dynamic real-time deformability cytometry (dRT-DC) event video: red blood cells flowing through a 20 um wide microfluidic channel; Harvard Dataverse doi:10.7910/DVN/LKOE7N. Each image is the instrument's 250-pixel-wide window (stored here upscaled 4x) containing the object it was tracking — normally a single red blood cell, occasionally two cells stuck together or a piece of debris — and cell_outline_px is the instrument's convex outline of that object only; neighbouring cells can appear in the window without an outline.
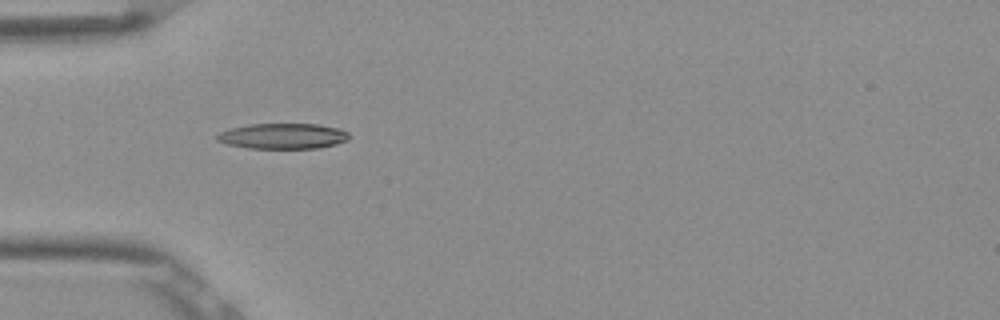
{"species": "Egyptian fruit bat (a non-hibernating species)", "species_latin": "Rousettus aegyptiacus", "temperature_condition": "room temperature", "stored_images_in_passage": 6, "camera_frame_rate_fps": 3000, "um_per_image_px": 0.085, "frame": {"image": 1, "passage_image": 5, "time_ms": 1.333, "image_size_px": [1000, 320], "cell_outline_px": [[348, 140], [336, 144], [320, 148], [248, 148], [228, 144], [216, 140], [216, 136], [220, 132], [228, 128], [252, 124], [316, 124], [340, 128], [348, 132]], "centroid_in_image_um": [24.05, 11.56], "position_along_channel_um": 61.0, "area_um2": 19.65}}
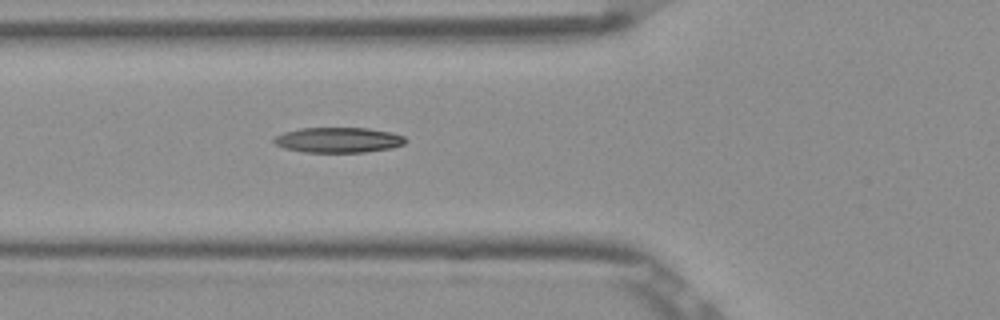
{"frame": {"image": 2, "passage_image": 6, "time_ms": 1.667, "image_size_px": [1000, 320], "cell_outline_px": [[408, 140], [404, 144], [392, 148], [364, 152], [304, 152], [284, 148], [276, 144], [272, 140], [276, 136], [284, 132], [300, 128], [368, 128], [392, 132], [404, 136]], "centroid_in_image_um": [28.79, 11.89], "position_along_channel_um": 97.0, "area_um2": 19.42}}